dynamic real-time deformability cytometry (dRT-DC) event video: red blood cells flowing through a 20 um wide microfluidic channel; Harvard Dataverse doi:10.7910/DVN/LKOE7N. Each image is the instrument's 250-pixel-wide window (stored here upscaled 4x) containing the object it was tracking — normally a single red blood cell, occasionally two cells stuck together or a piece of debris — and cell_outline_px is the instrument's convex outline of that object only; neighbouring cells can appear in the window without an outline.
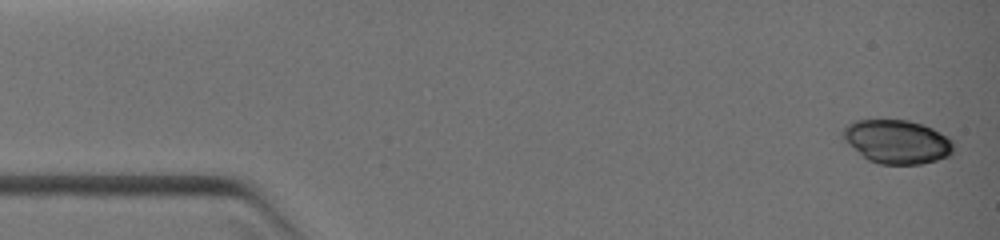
{"species": "common noctule bat (a hibernating species)", "species_latin": "Nyctalus noctula", "temperature_condition": "warm", "stored_images_in_passage": 57, "camera_frame_rate_fps": 3000, "um_per_image_px": 0.085, "animal": {"sex": "female", "body_mass_g": 19.0, "forearm_length_mm": 51.5}, "frame": {"image": 1, "passage_image": 1, "time_ms": 0.0, "image_size_px": [1000, 240], "cell_outline_px": [[956, 152], [952, 156], [920, 164], [880, 164], [868, 160], [848, 144], [844, 140], [840, 132], [848, 124], [856, 120], [908, 120], [932, 128], [952, 140]], "centroid_in_image_um": [76.27, 12.05], "position_along_channel_um": 8.7, "area_um2": 28.26}}
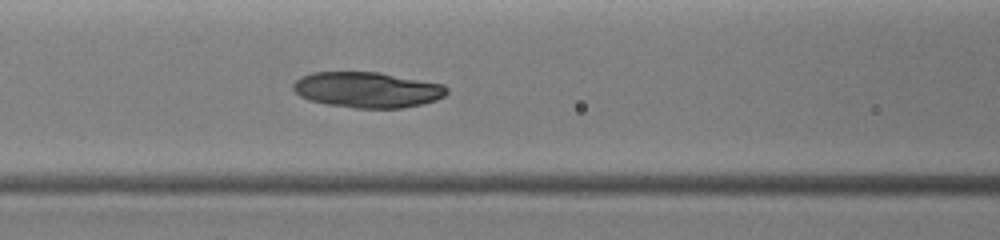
{"frame": {"image": 2, "passage_image": 22, "time_ms": 4.667, "image_size_px": [1000, 240], "cell_outline_px": [[448, 92], [444, 96], [436, 100], [424, 104], [400, 108], [352, 108], [328, 104], [308, 100], [300, 96], [292, 88], [292, 84], [300, 76], [312, 72], [380, 72], [444, 84], [448, 88]], "centroid_in_image_um": [31.23, 7.63], "position_along_channel_um": 135.4, "area_um2": 32.19}}
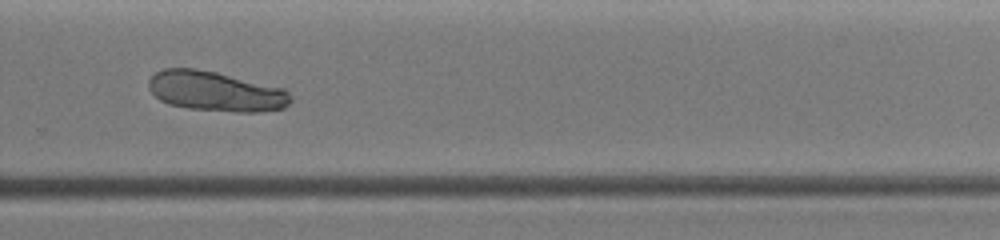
{"frame": {"image": 3, "passage_image": 38, "time_ms": 8.0, "image_size_px": [1000, 240], "cell_outline_px": [[292, 100], [284, 108], [260, 112], [236, 112], [188, 108], [168, 104], [160, 100], [148, 88], [148, 80], [156, 72], [164, 68], [192, 68], [216, 72], [284, 88], [288, 92]], "centroid_in_image_um": [18.33, 7.76], "position_along_channel_um": 311.5, "area_um2": 33.0}}